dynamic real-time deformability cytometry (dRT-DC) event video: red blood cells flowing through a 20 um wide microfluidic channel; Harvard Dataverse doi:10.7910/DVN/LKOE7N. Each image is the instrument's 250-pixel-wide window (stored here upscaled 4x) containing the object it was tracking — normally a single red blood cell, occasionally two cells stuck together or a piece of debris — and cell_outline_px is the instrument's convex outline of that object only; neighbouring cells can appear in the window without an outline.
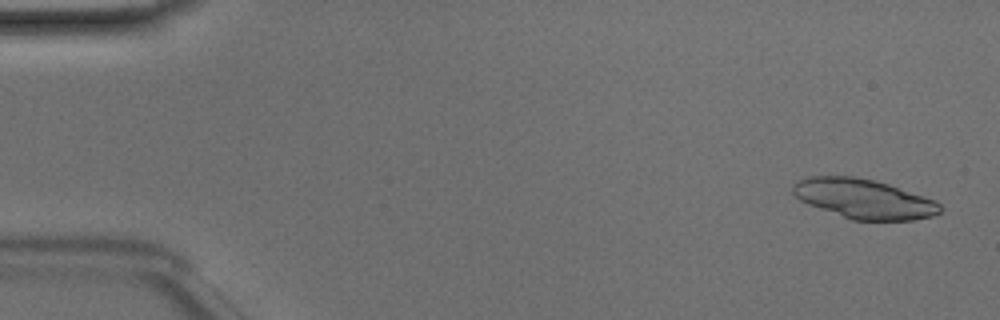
{"species": "Egyptian fruit bat (a non-hibernating species)", "species_latin": "Rousettus aegyptiacus", "temperature_condition": "room temperature", "stored_images_in_passage": 49, "segment_of_instrument_passage": [1, 2], "camera_frame_rate_fps": 3000, "um_per_image_px": 0.085, "animal": {"sex": "male"}, "frame": {"image": 1, "passage_image": 2, "time_ms": 0.333, "image_size_px": [1000, 320], "cell_outline_px": [[944, 208], [940, 212], [932, 216], [912, 220], [852, 220], [808, 204], [800, 200], [792, 192], [792, 184], [796, 180], [808, 176], [856, 176], [888, 184], [936, 200]], "centroid_in_image_um": [73.41, 16.89], "position_along_channel_um": 11.6, "area_um2": 33.99}}